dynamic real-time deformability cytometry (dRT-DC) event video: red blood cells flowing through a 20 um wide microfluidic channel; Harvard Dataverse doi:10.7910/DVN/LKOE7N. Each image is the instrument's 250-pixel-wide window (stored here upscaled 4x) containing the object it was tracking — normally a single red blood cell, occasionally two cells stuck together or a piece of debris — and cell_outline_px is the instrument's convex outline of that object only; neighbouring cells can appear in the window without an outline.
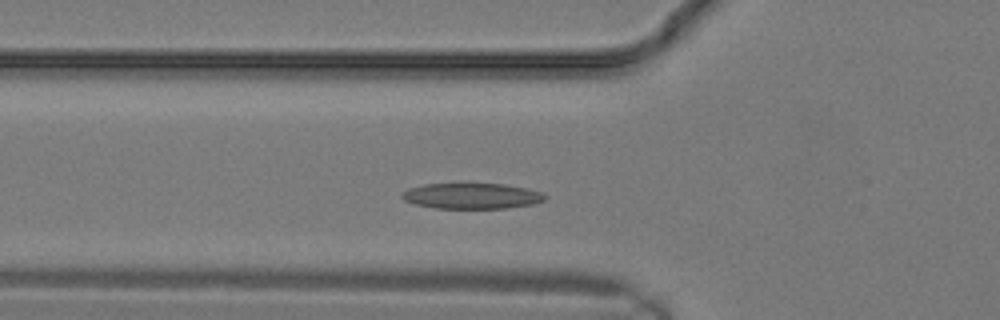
{"species": "common noctule bat (a hibernating species)", "species_latin": "Nyctalus noctula", "temperature_condition": "warm", "stored_images_in_passage": 4, "camera_frame_rate_fps": 3000, "um_per_image_px": 0.085, "animal": {"sex": "male", "body_mass_g": 19.2, "forearm_length_mm": 51.8}, "frame": {"image": 1, "passage_image": 2, "time_ms": 0.333, "image_size_px": [1000, 320], "cell_outline_px": [[548, 196], [544, 200], [532, 204], [508, 208], [436, 208], [416, 204], [404, 200], [400, 196], [400, 192], [408, 188], [424, 184], [504, 184], [524, 188], [540, 192]], "centroid_in_image_um": [40.06, 16.66], "position_along_channel_um": 85.7, "area_um2": 21.27}}
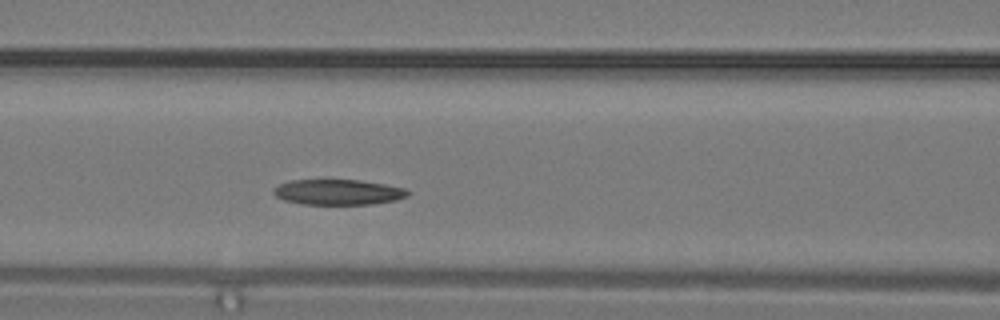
{"frame": {"image": 2, "passage_image": 4, "time_ms": 1.0, "image_size_px": [1000, 320], "cell_outline_px": [[408, 196], [396, 200], [372, 204], [300, 204], [284, 200], [276, 196], [272, 192], [280, 184], [292, 180], [360, 180], [384, 184], [404, 188], [408, 192]], "centroid_in_image_um": [28.74, 16.33], "position_along_channel_um": 137.9, "area_um2": 19.71}}